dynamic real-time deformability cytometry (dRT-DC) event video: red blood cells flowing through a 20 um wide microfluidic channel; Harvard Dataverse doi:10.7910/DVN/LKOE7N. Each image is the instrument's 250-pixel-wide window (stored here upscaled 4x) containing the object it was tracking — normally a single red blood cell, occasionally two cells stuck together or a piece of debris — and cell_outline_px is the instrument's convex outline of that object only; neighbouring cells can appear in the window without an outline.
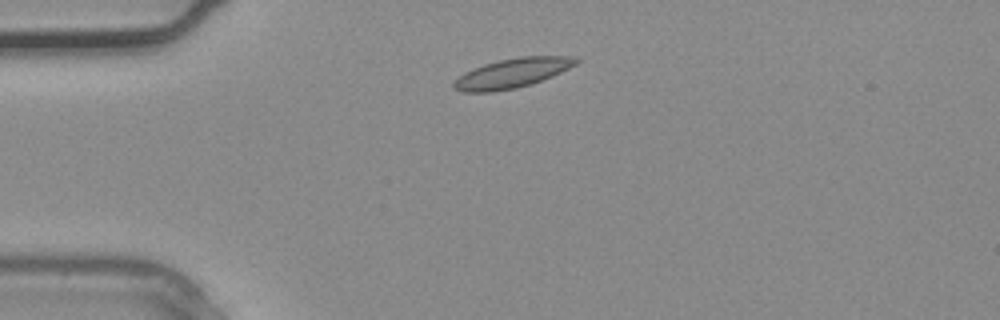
{"species": "common noctule bat (a hibernating species)", "species_latin": "Nyctalus noctula", "temperature_condition": "warm", "stored_images_in_passage": 2, "segment_of_instrument_passage": [1, 2], "camera_frame_rate_fps": 3000, "um_per_image_px": 0.085, "animal": {"sex": "male", "body_mass_g": 20.4}, "frame": {"image": 1, "passage_image": 1, "time_ms": 0.0, "image_size_px": [1000, 320], "cell_outline_px": [[580, 60], [576, 64], [560, 72], [532, 84], [516, 88], [492, 92], [460, 92], [452, 88], [452, 84], [464, 72], [472, 68], [484, 64], [500, 60], [520, 56], [580, 56]], "centroid_in_image_um": [43.53, 6.21], "position_along_channel_um": 41.5, "area_um2": 21.1}}